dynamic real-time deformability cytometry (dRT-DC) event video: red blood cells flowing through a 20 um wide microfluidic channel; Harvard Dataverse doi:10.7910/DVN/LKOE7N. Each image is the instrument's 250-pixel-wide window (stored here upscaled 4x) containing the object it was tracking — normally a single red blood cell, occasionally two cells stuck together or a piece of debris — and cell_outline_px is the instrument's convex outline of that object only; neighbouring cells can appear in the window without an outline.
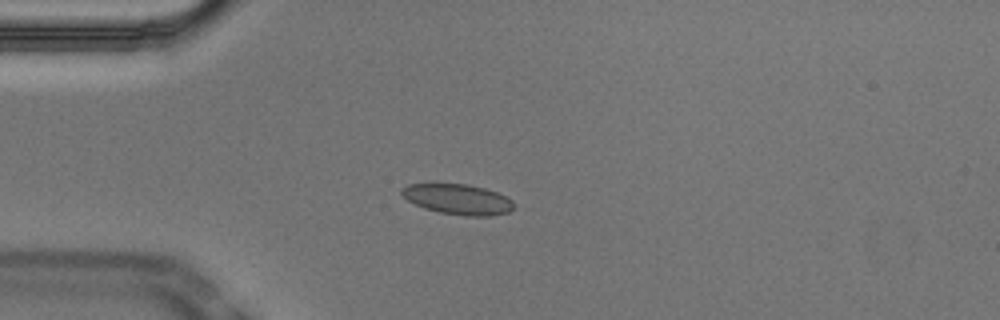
{"species": "Egyptian fruit bat (a non-hibernating species)", "species_latin": "Rousettus aegyptiacus", "temperature_condition": "cold", "stored_images_in_passage": 41, "camera_frame_rate_fps": 3000, "um_per_image_px": 0.085, "animal": {"sex": "male"}, "frame": {"image": 1, "passage_image": 1, "time_ms": 0.0, "image_size_px": [1000, 320], "cell_outline_px": [[512, 208], [508, 212], [488, 216], [464, 216], [440, 212], [424, 208], [408, 200], [400, 192], [408, 184], [436, 180], [468, 184], [484, 188], [496, 192], [512, 200]], "centroid_in_image_um": [38.84, 16.88], "position_along_channel_um": 46.2, "area_um2": 20.35}}
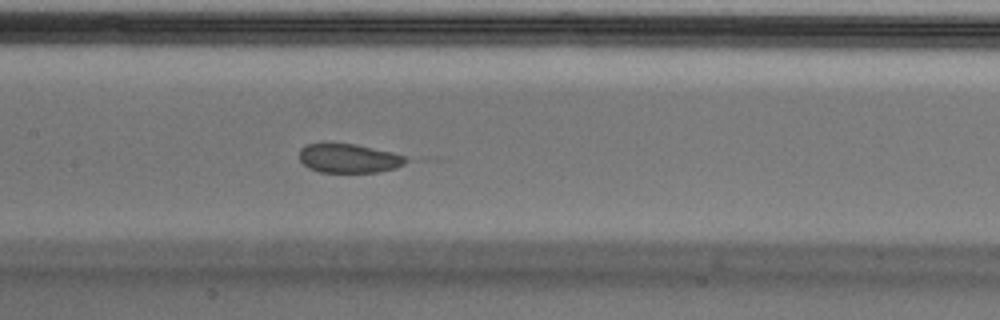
{"frame": {"image": 2, "passage_image": 13, "time_ms": 4.0, "image_size_px": [1000, 320], "cell_outline_px": [[412, 160], [396, 168], [376, 172], [320, 172], [308, 168], [300, 160], [300, 148], [308, 144], [356, 144], [392, 152], [404, 156]], "centroid_in_image_um": [29.69, 13.46], "position_along_channel_um": 177.7, "area_um2": 17.98}}
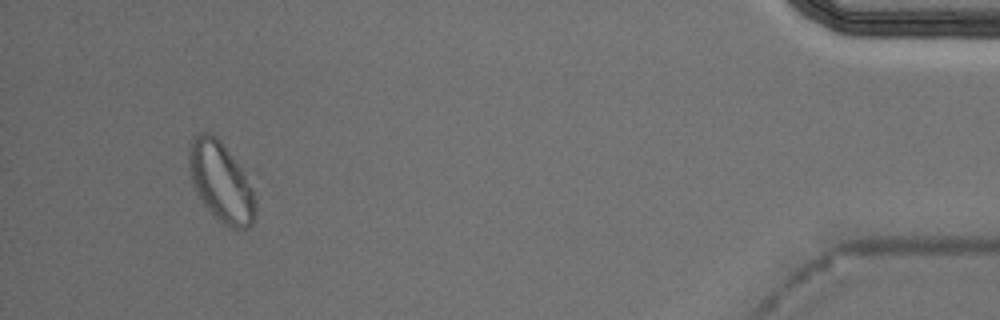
{"frame": {"image": 3, "passage_image": 38, "time_ms": 12.333, "image_size_px": [1000, 320], "cell_outline_px": [[256, 216], [252, 224], [248, 228], [232, 228], [224, 224], [204, 204], [196, 192], [192, 184], [188, 160], [188, 148], [192, 140], [200, 132], [208, 132], [216, 136], [220, 140], [244, 172], [252, 188], [256, 208]], "centroid_in_image_um": [18.78, 15.45], "position_along_channel_um": 416.4, "area_um2": 30.52}}